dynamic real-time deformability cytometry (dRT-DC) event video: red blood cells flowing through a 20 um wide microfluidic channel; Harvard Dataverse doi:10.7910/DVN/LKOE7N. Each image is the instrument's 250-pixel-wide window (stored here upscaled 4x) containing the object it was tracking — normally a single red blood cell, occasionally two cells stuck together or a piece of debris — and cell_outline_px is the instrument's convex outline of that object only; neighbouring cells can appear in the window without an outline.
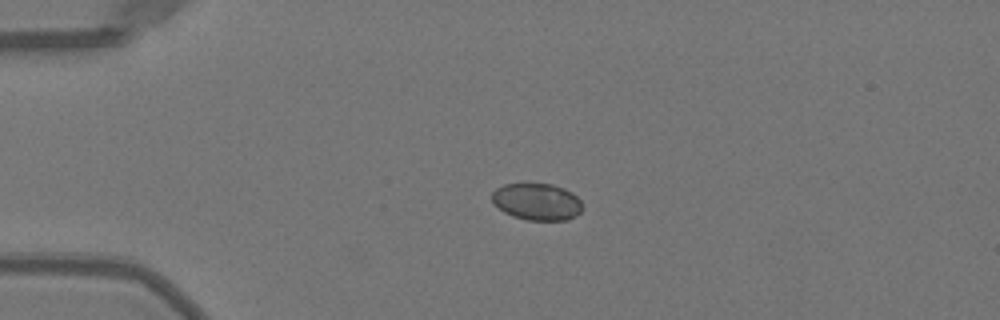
{"species": "Egyptian fruit bat (a non-hibernating species)", "species_latin": "Rousettus aegyptiacus", "temperature_condition": "warm", "stored_images_in_passage": 13, "camera_frame_rate_fps": 3000, "um_per_image_px": 0.085, "animal": {"sex": "female"}, "frame": {"image": 1, "passage_image": 1, "time_ms": 0.0, "image_size_px": [1000, 320], "cell_outline_px": [[580, 212], [576, 216], [568, 220], [528, 220], [512, 216], [504, 212], [492, 200], [492, 192], [496, 188], [504, 184], [552, 184], [564, 188], [572, 192], [580, 200]], "centroid_in_image_um": [45.64, 17.15], "position_along_channel_um": 39.4, "area_um2": 19.31}}